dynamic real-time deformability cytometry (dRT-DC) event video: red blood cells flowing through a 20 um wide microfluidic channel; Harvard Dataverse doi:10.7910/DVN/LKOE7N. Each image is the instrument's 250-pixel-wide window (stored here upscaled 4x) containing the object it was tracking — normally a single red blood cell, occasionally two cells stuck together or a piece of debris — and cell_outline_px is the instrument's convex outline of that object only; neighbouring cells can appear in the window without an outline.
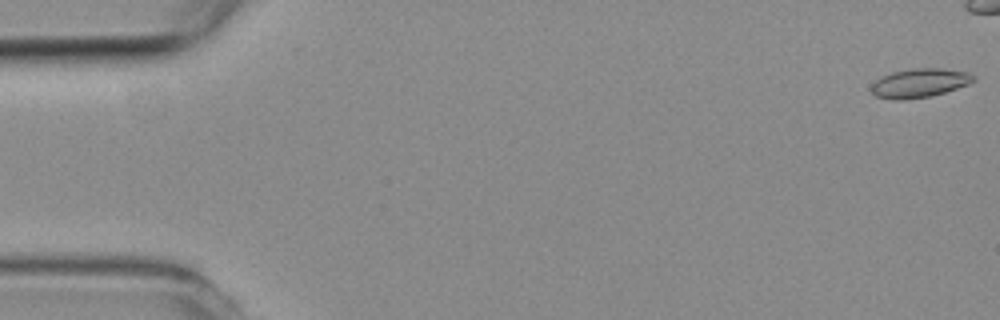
{"species": "common noctule bat (a hibernating species)", "species_latin": "Nyctalus noctula", "temperature_condition": "room temperature", "stored_images_in_passage": 4, "camera_frame_rate_fps": 3000, "um_per_image_px": 0.085, "animal": {"sex": "female", "body_mass_g": 19.3, "forearm_length_mm": 54.1}, "frame": {"image": 1, "passage_image": 1, "time_ms": 0.0, "image_size_px": [1000, 320], "cell_outline_px": [[976, 76], [968, 84], [932, 96], [904, 100], [896, 100], [876, 96], [872, 92], [872, 84], [876, 80], [892, 72], [912, 68], [940, 68], [968, 72]], "centroid_in_image_um": [78.16, 7.05], "position_along_channel_um": 6.8, "area_um2": 17.05}}